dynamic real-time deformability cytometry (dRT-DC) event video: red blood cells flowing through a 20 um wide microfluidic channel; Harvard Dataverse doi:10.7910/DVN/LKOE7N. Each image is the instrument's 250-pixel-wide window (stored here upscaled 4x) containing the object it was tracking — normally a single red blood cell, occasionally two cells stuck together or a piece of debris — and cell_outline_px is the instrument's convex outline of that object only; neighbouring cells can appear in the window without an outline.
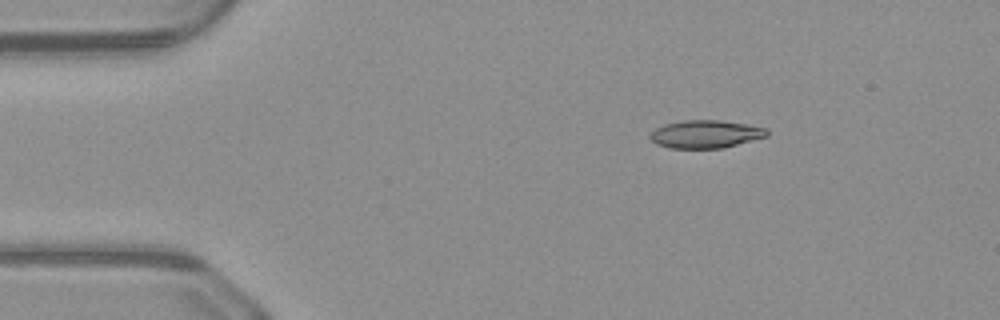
{"species": "common noctule bat (a hibernating species)", "species_latin": "Nyctalus noctula", "temperature_condition": "warm", "stored_images_in_passage": 43, "camera_frame_rate_fps": 3000, "um_per_image_px": 0.085, "animal": {"sex": "male", "body_mass_g": 23.1, "forearm_length_mm": 52.7}, "frame": {"image": 1, "passage_image": 1, "time_ms": 0.0, "image_size_px": [1000, 320], "cell_outline_px": [[768, 136], [720, 148], [672, 148], [656, 144], [648, 136], [656, 128], [664, 124], [684, 120], [720, 120], [768, 128]], "centroid_in_image_um": [59.96, 11.39], "position_along_channel_um": 25.0, "area_um2": 18.79}}
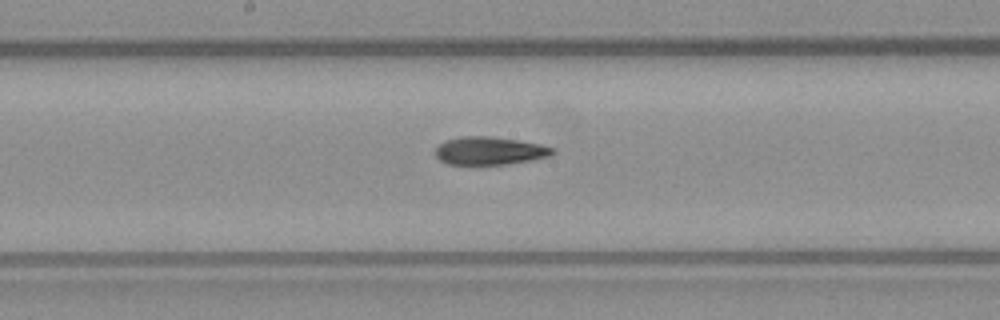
{"frame": {"image": 2, "passage_image": 19, "time_ms": 6.0, "image_size_px": [1000, 320], "cell_outline_px": [[556, 152], [548, 156], [532, 160], [504, 164], [448, 164], [440, 160], [436, 156], [436, 148], [444, 140], [460, 136], [492, 136], [540, 144], [556, 148]], "centroid_in_image_um": [41.62, 12.8], "position_along_channel_um": 206.6, "area_um2": 19.07}}
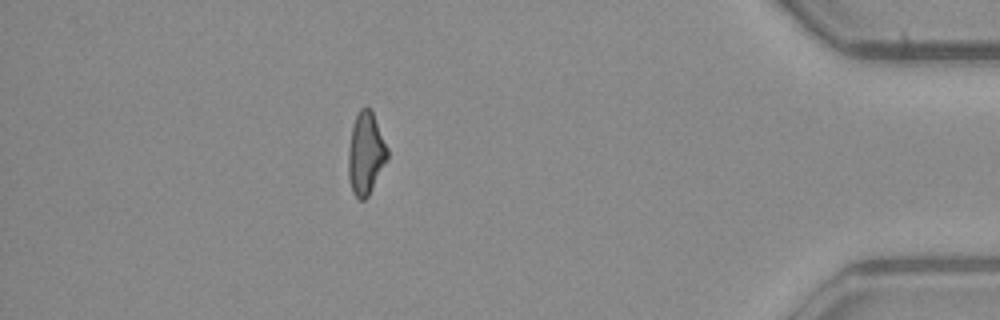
{"frame": {"image": 3, "passage_image": 37, "time_ms": 12.0, "image_size_px": [1000, 320], "cell_outline_px": [[388, 156], [368, 196], [364, 200], [360, 200], [352, 192], [348, 176], [348, 148], [352, 128], [356, 116], [360, 108], [368, 108], [372, 112], [388, 148]], "centroid_in_image_um": [31.07, 13.06], "position_along_channel_um": 404.1, "area_um2": 18.38}, "authors_computed_cell_mechanics": {"area_um2": 19.363, "velocity_mm_per_s": 4.1433, "shape_relaxation_time_tau1_ms": 5.2024, "shape_relaxation_time_tau2_ms": 5.7585, "deformation_change_tau1": 0.182, "deformation_change_tau2": 0.1775}}